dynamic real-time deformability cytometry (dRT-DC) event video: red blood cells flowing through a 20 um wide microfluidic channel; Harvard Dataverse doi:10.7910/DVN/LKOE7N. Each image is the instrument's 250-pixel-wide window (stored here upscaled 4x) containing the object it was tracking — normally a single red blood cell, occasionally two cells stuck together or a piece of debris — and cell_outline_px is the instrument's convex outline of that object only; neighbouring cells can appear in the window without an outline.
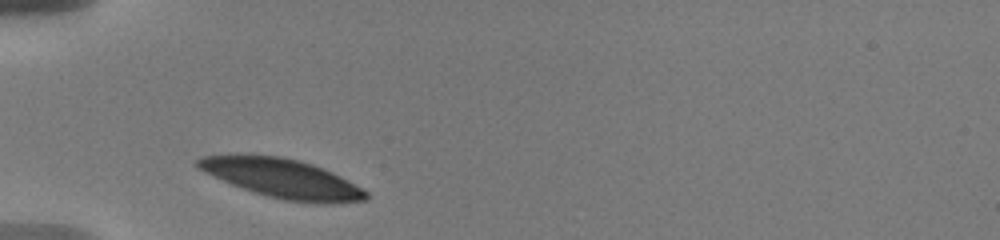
{"species": "human", "species_latin": "Homo sapiens", "temperature_condition": "warm", "stored_images_in_passage": 35, "camera_frame_rate_fps": 3000, "um_per_image_px": 0.085, "donor": {"sex": "male"}, "frame": {"image": 1, "passage_image": 1, "time_ms": 0.0, "image_size_px": [1000, 240], "cell_outline_px": [[368, 200], [328, 204], [316, 204], [284, 200], [252, 192], [212, 176], [196, 168], [196, 160], [204, 156], [228, 152], [248, 152], [280, 156], [300, 160], [312, 164], [332, 172], [340, 176], [368, 192]], "centroid_in_image_um": [23.91, 15.12], "position_along_channel_um": 61.1, "area_um2": 39.3}}
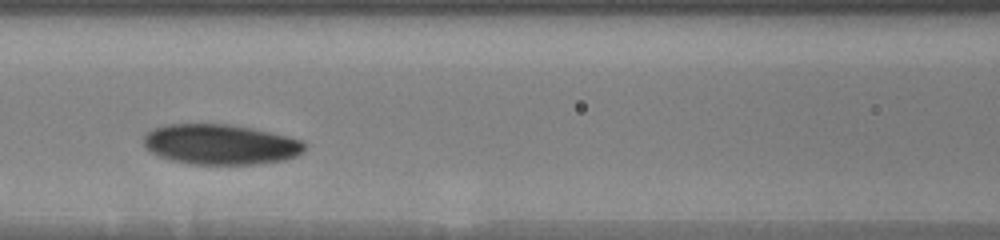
{"frame": {"image": 2, "passage_image": 18, "time_ms": 2.667, "image_size_px": [1000, 240], "cell_outline_px": [[308, 144], [296, 156], [284, 160], [260, 164], [192, 164], [172, 160], [160, 156], [152, 152], [144, 144], [144, 136], [152, 128], [164, 124], [232, 124], [252, 128], [288, 136], [304, 140]], "centroid_in_image_um": [18.77, 12.26], "position_along_channel_um": 147.8, "area_um2": 37.86}}
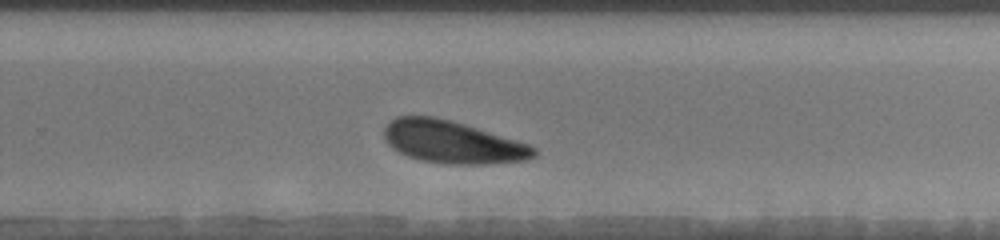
{"frame": {"image": 3, "passage_image": 35, "time_ms": 6.667, "image_size_px": [1000, 240], "cell_outline_px": [[536, 156], [528, 160], [488, 164], [444, 164], [420, 160], [408, 156], [392, 148], [384, 140], [384, 128], [396, 116], [432, 116], [464, 124], [516, 140], [528, 144], [536, 148]], "centroid_in_image_um": [38.45, 12.09], "position_along_channel_um": 291.3, "area_um2": 36.93}}